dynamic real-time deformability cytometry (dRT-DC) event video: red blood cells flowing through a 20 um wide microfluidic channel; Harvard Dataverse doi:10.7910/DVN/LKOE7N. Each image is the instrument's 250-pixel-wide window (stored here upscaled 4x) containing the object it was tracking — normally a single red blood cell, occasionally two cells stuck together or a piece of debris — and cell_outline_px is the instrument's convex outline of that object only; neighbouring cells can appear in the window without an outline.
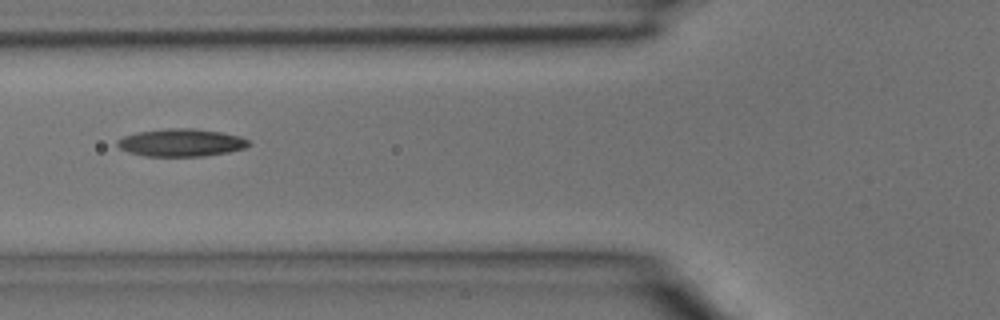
{"species": "common noctule bat (a hibernating species)", "species_latin": "Nyctalus noctula", "temperature_condition": "room temperature", "stored_images_in_passage": 2, "camera_frame_rate_fps": 3000, "um_per_image_px": 0.085, "animal": {"sex": "male", "body_mass_g": 15.6}, "frame": {"image": 1, "passage_image": 2, "time_ms": 0.333, "image_size_px": [1000, 320], "cell_outline_px": [[252, 144], [244, 148], [228, 152], [204, 156], [144, 156], [128, 152], [120, 148], [116, 144], [116, 140], [124, 136], [136, 132], [168, 128], [192, 128], [220, 132], [240, 136], [248, 140]], "centroid_in_image_um": [15.38, 12.12], "position_along_channel_um": 110.4, "area_um2": 21.21}}